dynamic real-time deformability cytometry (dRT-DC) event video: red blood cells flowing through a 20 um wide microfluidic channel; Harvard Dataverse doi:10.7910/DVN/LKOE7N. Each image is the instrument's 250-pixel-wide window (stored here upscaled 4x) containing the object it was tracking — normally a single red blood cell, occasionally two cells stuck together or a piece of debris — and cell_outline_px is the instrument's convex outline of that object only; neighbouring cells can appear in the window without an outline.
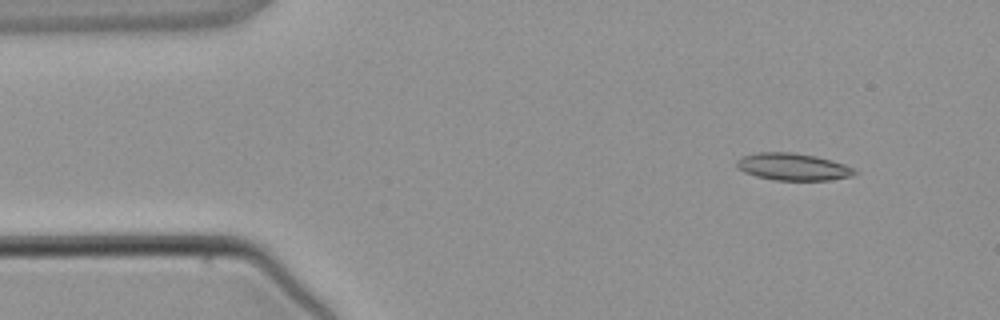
{"species": "common noctule bat (a hibernating species)", "species_latin": "Nyctalus noctula", "temperature_condition": "warm", "stored_images_in_passage": 4, "camera_frame_rate_fps": 3000, "um_per_image_px": 0.085, "animal": {"sex": "male", "body_mass_g": 21.5, "forearm_length_mm": 52.0}, "frame": {"image": 1, "passage_image": 2, "time_ms": 1.333, "image_size_px": [1000, 320], "cell_outline_px": [[856, 172], [852, 176], [828, 180], [772, 180], [756, 176], [744, 172], [736, 164], [736, 160], [744, 156], [756, 152], [792, 152], [816, 156], [832, 160], [844, 164], [852, 168]], "centroid_in_image_um": [67.38, 14.17], "position_along_channel_um": 17.6, "area_um2": 18.55}}
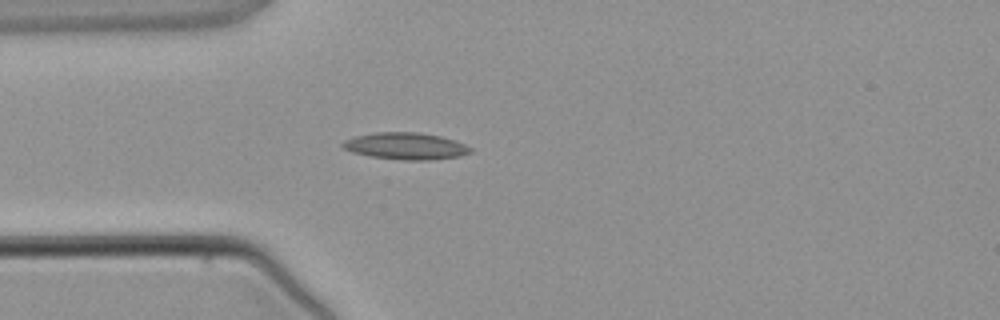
{"frame": {"image": 2, "passage_image": 4, "time_ms": 3.667, "image_size_px": [1000, 320], "cell_outline_px": [[472, 152], [460, 156], [432, 160], [404, 160], [368, 156], [352, 152], [344, 148], [340, 144], [344, 140], [356, 136], [376, 132], [416, 132], [440, 136], [456, 140], [472, 148]], "centroid_in_image_um": [34.49, 12.42], "position_along_channel_um": 50.5, "area_um2": 20.06}}